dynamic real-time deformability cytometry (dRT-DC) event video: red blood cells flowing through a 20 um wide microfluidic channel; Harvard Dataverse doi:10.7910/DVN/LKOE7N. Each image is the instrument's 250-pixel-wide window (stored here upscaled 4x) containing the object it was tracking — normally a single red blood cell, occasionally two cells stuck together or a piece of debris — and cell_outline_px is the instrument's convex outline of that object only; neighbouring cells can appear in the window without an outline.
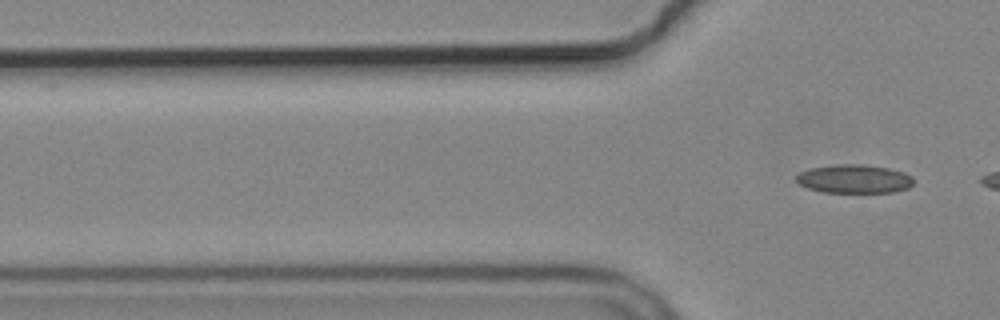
{"species": "common noctule bat (a hibernating species)", "species_latin": "Nyctalus noctula", "temperature_condition": "cold", "stored_images_in_passage": 6, "segment_of_instrument_passage": [2, 2], "camera_frame_rate_fps": 3000, "um_per_image_px": 0.085, "animal": {"sex": "male", "body_mass_g": 19.2, "forearm_length_mm": 51.8}, "frame": {"image": 1, "passage_image": 6, "time_ms": 6.0, "image_size_px": [1000, 320], "cell_outline_px": [[912, 184], [908, 188], [892, 192], [824, 192], [808, 188], [800, 184], [796, 180], [796, 176], [800, 172], [812, 168], [836, 164], [864, 164], [888, 168], [904, 172], [912, 176]], "centroid_in_image_um": [72.61, 15.2], "position_along_channel_um": 53.2, "area_um2": 19.42}}